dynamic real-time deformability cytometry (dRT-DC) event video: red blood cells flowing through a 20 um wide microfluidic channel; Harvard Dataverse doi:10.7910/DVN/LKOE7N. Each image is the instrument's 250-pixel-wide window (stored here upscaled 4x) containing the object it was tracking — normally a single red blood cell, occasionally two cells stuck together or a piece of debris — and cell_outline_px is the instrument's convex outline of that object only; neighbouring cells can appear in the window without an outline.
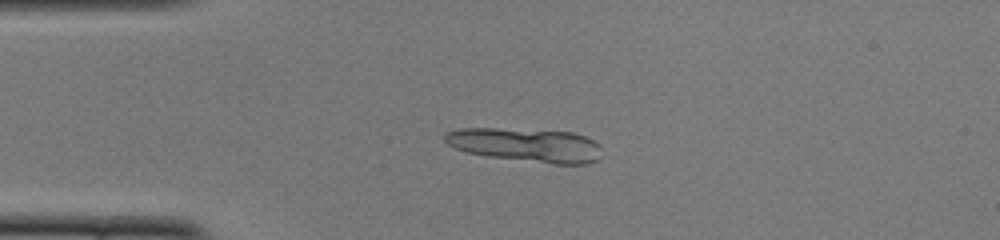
{"species": "common noctule bat (a hibernating species)", "species_latin": "Nyctalus noctula", "temperature_condition": "cold", "stored_images_in_passage": 20, "camera_frame_rate_fps": 3000, "um_per_image_px": 0.085, "animal": {"sex": "female", "body_mass_g": 22.0, "forearm_length_mm": 56.7}, "frame": {"image": 1, "passage_image": 12, "time_ms": 3.667, "image_size_px": [1000, 240], "cell_outline_px": [[600, 160], [588, 164], [556, 164], [488, 156], [468, 152], [456, 148], [448, 144], [444, 140], [444, 136], [448, 132], [460, 128], [496, 128], [572, 132], [584, 136], [600, 144]], "centroid_in_image_um": [44.75, 12.32], "position_along_channel_um": 40.2, "area_um2": 30.75}}